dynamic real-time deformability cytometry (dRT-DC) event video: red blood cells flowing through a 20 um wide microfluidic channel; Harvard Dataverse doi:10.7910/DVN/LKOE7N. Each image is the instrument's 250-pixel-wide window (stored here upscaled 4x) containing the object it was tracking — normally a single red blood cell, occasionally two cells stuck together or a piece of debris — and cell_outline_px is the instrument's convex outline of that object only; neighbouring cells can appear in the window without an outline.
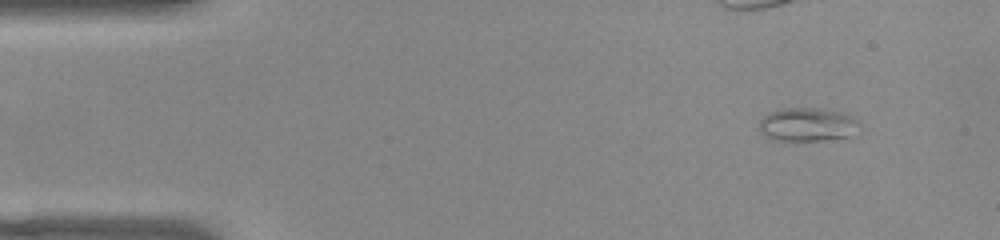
{"species": "common noctule bat (a hibernating species)", "species_latin": "Nyctalus noctula", "temperature_condition": "warm", "stored_images_in_passage": 15, "camera_frame_rate_fps": 3000, "um_per_image_px": 0.085, "animal": {"sex": "female", "body_mass_g": 22.0, "forearm_length_mm": 56.7}, "frame": {"image": 1, "passage_image": 1, "time_ms": 0.0, "image_size_px": [1000, 240], "cell_outline_px": [[860, 132], [848, 136], [824, 140], [776, 140], [764, 136], [760, 132], [760, 120], [768, 112], [784, 108], [820, 108], [844, 112], [852, 116], [860, 124]], "centroid_in_image_um": [68.67, 10.58], "position_along_channel_um": 16.3, "area_um2": 19.83}}